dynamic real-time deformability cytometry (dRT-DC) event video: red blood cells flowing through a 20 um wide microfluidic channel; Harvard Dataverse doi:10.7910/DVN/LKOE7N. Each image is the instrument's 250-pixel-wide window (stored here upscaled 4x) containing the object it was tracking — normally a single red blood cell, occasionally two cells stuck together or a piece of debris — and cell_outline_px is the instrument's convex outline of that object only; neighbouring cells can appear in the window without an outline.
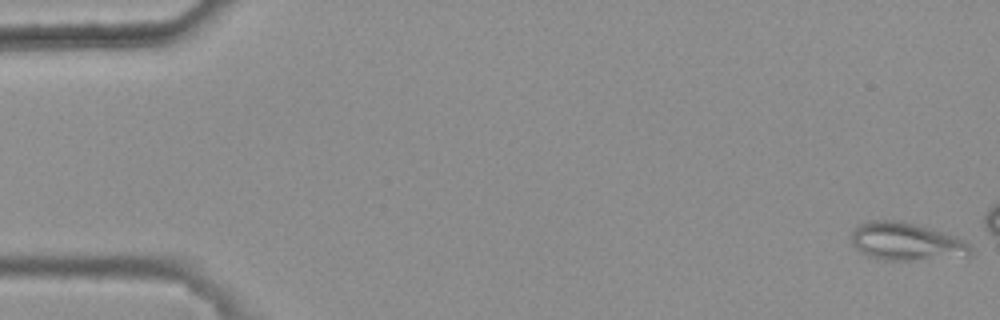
{"species": "common noctule bat (a hibernating species)", "species_latin": "Nyctalus noctula", "temperature_condition": "warm", "stored_images_in_passage": 12, "camera_frame_rate_fps": 3000, "um_per_image_px": 0.085, "animal": {"sex": "female", "body_mass_g": 25.1}, "frame": {"image": 1, "passage_image": 1, "time_ms": 0.0, "image_size_px": [1000, 320], "cell_outline_px": [[972, 256], [968, 260], [884, 260], [868, 256], [860, 252], [852, 244], [852, 232], [856, 224], [868, 220], [896, 220], [916, 224], [944, 232], [956, 236], [964, 240], [972, 248]], "centroid_in_image_um": [77.14, 20.57], "position_along_channel_um": 7.9, "area_um2": 27.4}}